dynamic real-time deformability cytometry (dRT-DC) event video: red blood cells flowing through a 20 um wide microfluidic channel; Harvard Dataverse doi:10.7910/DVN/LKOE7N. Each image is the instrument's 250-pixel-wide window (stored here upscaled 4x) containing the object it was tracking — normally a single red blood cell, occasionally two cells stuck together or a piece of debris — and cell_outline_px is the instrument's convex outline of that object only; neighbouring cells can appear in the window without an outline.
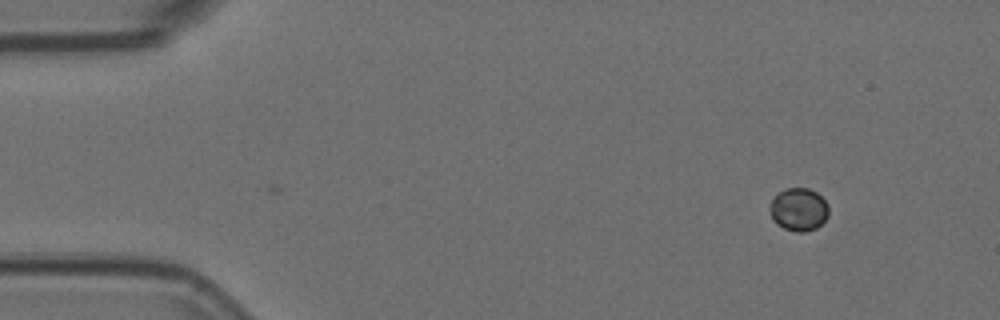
{"species": "Egyptian fruit bat (a non-hibernating species)", "species_latin": "Rousettus aegyptiacus", "temperature_condition": "room temperature", "stored_images_in_passage": 9, "camera_frame_rate_fps": 3000, "um_per_image_px": 0.085, "animal": {"sex": "female"}, "frame": {"image": 1, "passage_image": 9, "time_ms": 2.667, "image_size_px": [1000, 320], "cell_outline_px": [[828, 216], [816, 228], [804, 232], [796, 232], [784, 228], [776, 224], [772, 220], [768, 208], [772, 196], [784, 188], [808, 188], [816, 192], [828, 204]], "centroid_in_image_um": [67.84, 17.79], "position_along_channel_um": 17.2, "area_um2": 14.97}}